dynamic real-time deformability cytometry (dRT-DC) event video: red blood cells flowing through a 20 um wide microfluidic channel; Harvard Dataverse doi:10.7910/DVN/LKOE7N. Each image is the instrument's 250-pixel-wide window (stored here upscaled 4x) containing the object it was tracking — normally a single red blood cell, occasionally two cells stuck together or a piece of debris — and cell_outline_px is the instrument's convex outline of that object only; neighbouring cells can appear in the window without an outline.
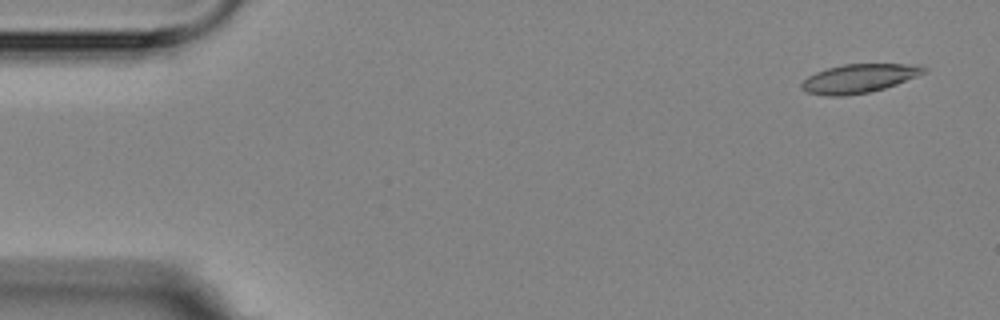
{"species": "Egyptian fruit bat (a non-hibernating species)", "species_latin": "Rousettus aegyptiacus", "temperature_condition": "room temperature", "stored_images_in_passage": 6, "camera_frame_rate_fps": 3000, "um_per_image_px": 0.085, "animal": {"sex": "female"}, "frame": {"image": 1, "passage_image": 1, "time_ms": 0.0, "image_size_px": [1000, 320], "cell_outline_px": [[928, 72], [896, 84], [884, 88], [868, 92], [844, 96], [824, 96], [808, 92], [800, 88], [800, 84], [808, 76], [816, 72], [828, 68], [844, 64], [920, 64], [928, 68]], "centroid_in_image_um": [73.04, 6.66], "position_along_channel_um": 12.0, "area_um2": 20.58}}
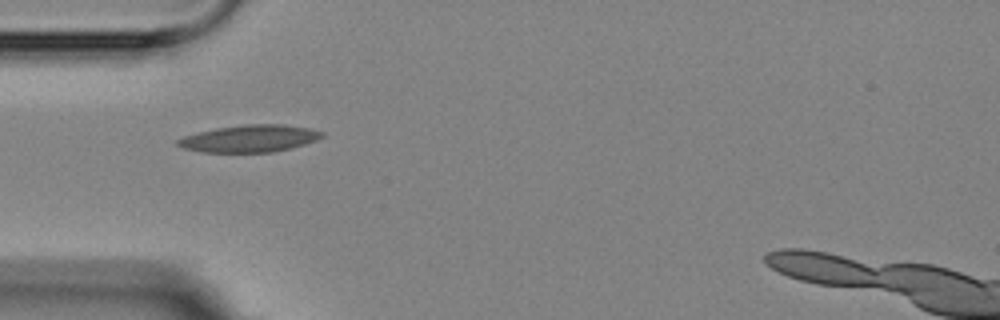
{"frame": {"image": 2, "passage_image": 5, "time_ms": 4.667, "image_size_px": [1000, 320], "cell_outline_px": [[324, 136], [316, 140], [292, 148], [272, 152], [204, 152], [184, 148], [176, 144], [176, 140], [184, 136], [196, 132], [216, 128], [244, 124], [284, 124], [308, 128], [324, 132]], "centroid_in_image_um": [21.22, 11.77], "position_along_channel_um": 63.8, "area_um2": 22.83}}
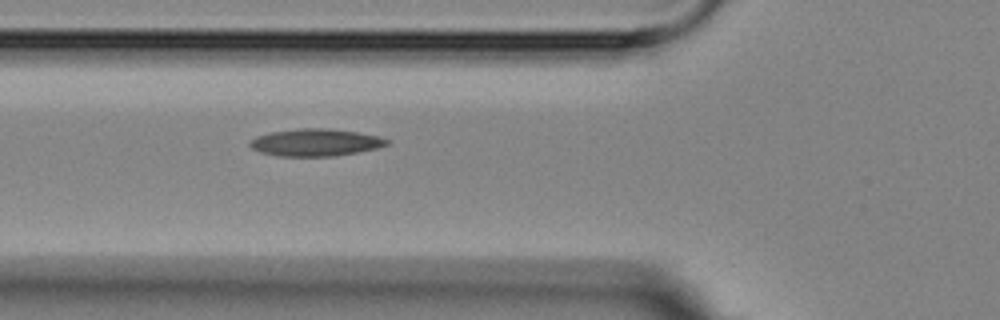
{"frame": {"image": 3, "passage_image": 6, "time_ms": 5.667, "image_size_px": [1000, 320], "cell_outline_px": [[392, 140], [388, 144], [376, 148], [336, 156], [280, 156], [260, 152], [252, 148], [248, 144], [248, 140], [256, 136], [268, 132], [300, 128], [328, 128], [356, 132], [380, 136]], "centroid_in_image_um": [26.8, 12.1], "position_along_channel_um": 99.0, "area_um2": 21.91}}